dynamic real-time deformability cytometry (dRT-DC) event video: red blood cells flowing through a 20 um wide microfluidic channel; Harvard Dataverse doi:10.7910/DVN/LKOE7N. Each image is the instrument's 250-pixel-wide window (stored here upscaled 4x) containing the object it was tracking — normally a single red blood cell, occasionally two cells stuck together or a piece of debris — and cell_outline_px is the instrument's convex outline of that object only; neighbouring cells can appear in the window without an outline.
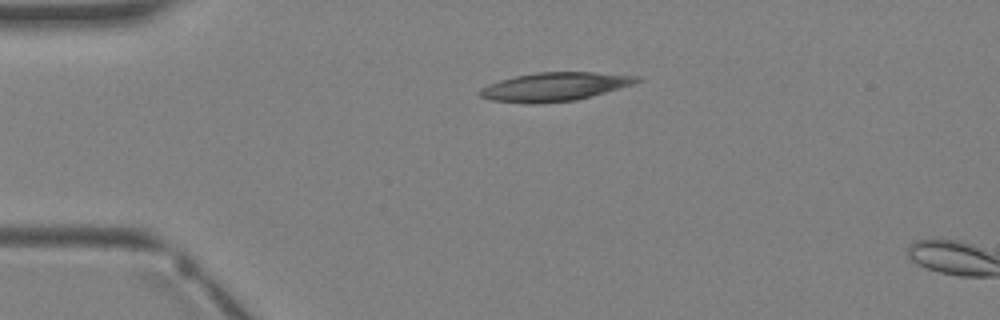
{"species": "Egyptian fruit bat (a non-hibernating species)", "species_latin": "Rousettus aegyptiacus", "temperature_condition": "warm", "stored_images_in_passage": 2, "camera_frame_rate_fps": 3000, "um_per_image_px": 0.085, "animal": {"sex": "female"}, "frame": {"image": 1, "passage_image": 1, "time_ms": 0.0, "image_size_px": [1000, 320], "cell_outline_px": [[644, 80], [636, 84], [592, 96], [576, 100], [536, 104], [524, 104], [488, 100], [480, 96], [480, 88], [488, 84], [500, 80], [516, 76], [536, 72], [592, 72], [640, 76]], "centroid_in_image_um": [47.17, 7.38], "position_along_channel_um": 37.8, "area_um2": 26.53}}